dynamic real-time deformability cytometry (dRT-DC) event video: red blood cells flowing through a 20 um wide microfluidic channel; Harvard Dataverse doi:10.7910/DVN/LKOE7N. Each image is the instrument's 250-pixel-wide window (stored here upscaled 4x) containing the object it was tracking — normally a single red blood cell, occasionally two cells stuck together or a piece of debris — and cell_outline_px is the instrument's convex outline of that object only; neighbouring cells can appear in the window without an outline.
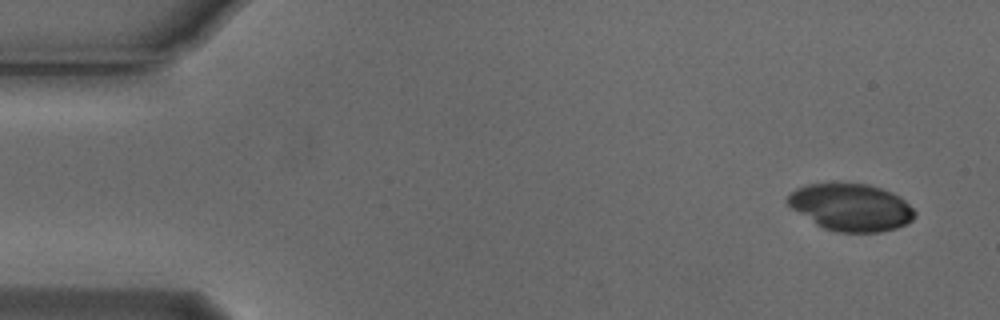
{"species": "Egyptian fruit bat (a non-hibernating species)", "species_latin": "Rousettus aegyptiacus", "temperature_condition": "cold", "stored_images_in_passage": 5, "camera_frame_rate_fps": 3000, "um_per_image_px": 0.085, "animal": {"sex": "male"}, "frame": {"image": 1, "passage_image": 1, "time_ms": 0.0, "image_size_px": [1000, 320], "cell_outline_px": [[916, 216], [908, 224], [896, 228], [880, 232], [836, 232], [824, 228], [816, 224], [792, 208], [784, 200], [788, 192], [796, 188], [808, 184], [868, 184], [892, 192], [900, 196], [916, 212]], "centroid_in_image_um": [72.33, 17.62], "position_along_channel_um": 12.7, "area_um2": 34.97}}